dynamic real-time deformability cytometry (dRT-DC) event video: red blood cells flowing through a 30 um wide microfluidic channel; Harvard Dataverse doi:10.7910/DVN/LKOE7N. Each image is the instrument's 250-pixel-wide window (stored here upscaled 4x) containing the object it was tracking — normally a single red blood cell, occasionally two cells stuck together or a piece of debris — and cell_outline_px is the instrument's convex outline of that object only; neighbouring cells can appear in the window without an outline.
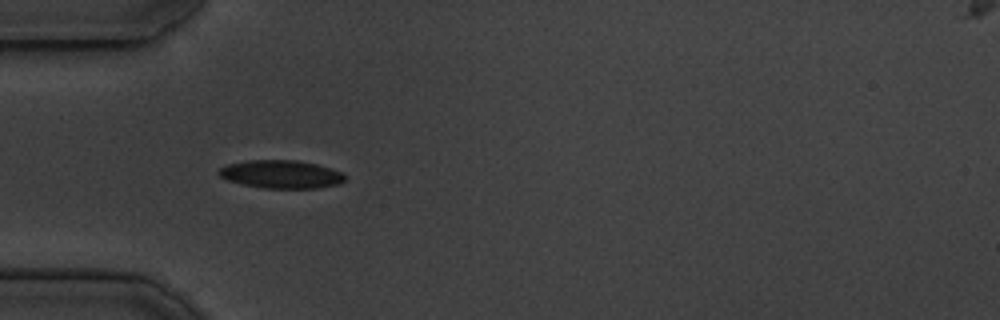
{"species": "common noctule bat (a hibernating species)", "species_latin": "Nyctalus noctula", "temperature_condition": "cold", "stored_images_in_passage": 53, "camera_frame_rate_fps": 3000, "um_per_image_px": 0.085, "animal": {"sex": "male", "body_mass_g": 19.5, "forearm_length_mm": 54.6}, "frame": {"image": 1, "passage_image": 16, "time_ms": 5.0, "image_size_px": [1000, 320], "cell_outline_px": [[348, 176], [340, 184], [316, 188], [264, 188], [244, 184], [228, 180], [220, 176], [216, 172], [220, 168], [228, 164], [248, 160], [296, 160], [316, 164], [332, 168], [344, 172]], "centroid_in_image_um": [23.95, 14.81], "position_along_channel_um": 61.1, "area_um2": 20.75}}
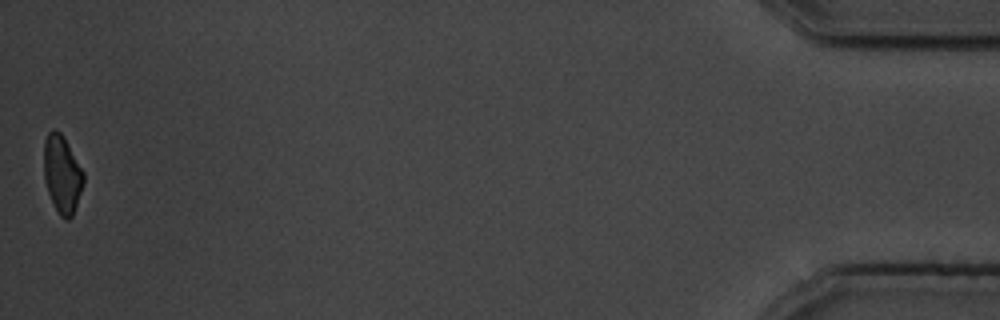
{"frame": {"image": 2, "passage_image": 53, "time_ms": 17.333, "image_size_px": [1000, 320], "cell_outline_px": [[84, 184], [72, 216], [68, 220], [64, 220], [60, 216], [48, 192], [44, 180], [44, 140], [48, 132], [52, 128], [60, 132], [64, 136], [84, 172]], "centroid_in_image_um": [5.28, 14.78], "position_along_channel_um": 429.9, "area_um2": 18.03}, "authors_computed_cell_mechanics": {"area_um2": 19.9988, "velocity_mm_per_s": 3.7553, "shape_relaxation_time_tau1_ms": 4.6817, "shape_relaxation_time_tau2_ms": 1.869, "deformation_change_tau1": 0.1449, "deformation_change_tau2": 0.0728}}